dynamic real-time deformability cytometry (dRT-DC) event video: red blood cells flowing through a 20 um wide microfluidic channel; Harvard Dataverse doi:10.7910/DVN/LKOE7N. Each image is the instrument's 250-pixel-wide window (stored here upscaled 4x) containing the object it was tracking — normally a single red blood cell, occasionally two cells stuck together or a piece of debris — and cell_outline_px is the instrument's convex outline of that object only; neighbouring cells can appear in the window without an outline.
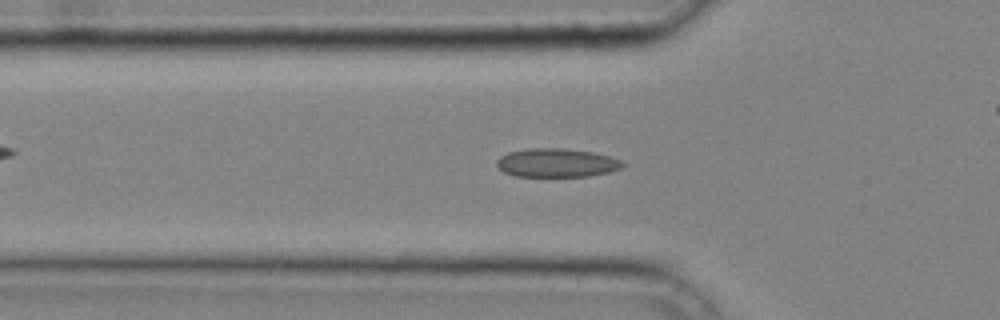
{"species": "common noctule bat (a hibernating species)", "species_latin": "Nyctalus noctula", "temperature_condition": "cold", "stored_images_in_passage": 36, "camera_frame_rate_fps": 3000, "um_per_image_px": 0.085, "animal": {"sex": "male", "body_mass_g": 20.4}, "frame": {"image": 1, "passage_image": 13, "time_ms": 4.0, "image_size_px": [1000, 320], "cell_outline_px": [[624, 164], [620, 168], [608, 172], [588, 176], [516, 176], [504, 172], [496, 164], [496, 160], [500, 156], [508, 152], [528, 148], [560, 148], [592, 152], [608, 156], [620, 160]], "centroid_in_image_um": [47.27, 13.83], "position_along_channel_um": 78.5, "area_um2": 20.81}}
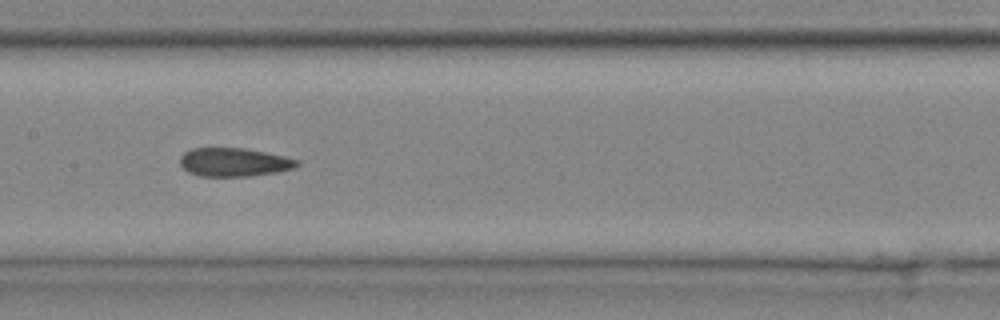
{"frame": {"image": 2, "passage_image": 20, "time_ms": 6.333, "image_size_px": [1000, 320], "cell_outline_px": [[300, 164], [292, 168], [276, 172], [248, 176], [200, 176], [188, 172], [180, 164], [180, 156], [184, 152], [192, 148], [244, 148], [284, 156], [300, 160]], "centroid_in_image_um": [19.87, 13.78], "position_along_channel_um": 187.5, "area_um2": 19.36}}
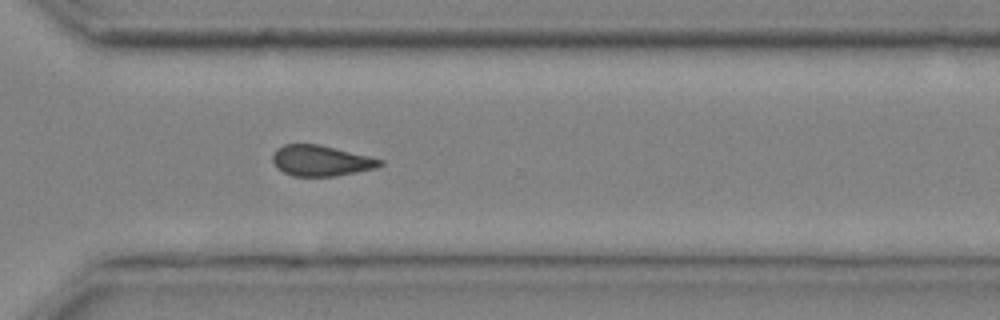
{"frame": {"image": 3, "passage_image": 30, "time_ms": 9.667, "image_size_px": [1000, 320], "cell_outline_px": [[384, 164], [376, 168], [336, 176], [292, 176], [284, 172], [272, 160], [272, 152], [276, 148], [284, 144], [316, 144], [368, 156], [384, 160]], "centroid_in_image_um": [27.27, 13.66], "position_along_channel_um": 343.3, "area_um2": 19.02}}